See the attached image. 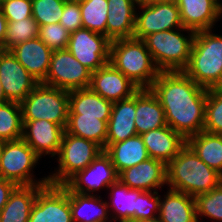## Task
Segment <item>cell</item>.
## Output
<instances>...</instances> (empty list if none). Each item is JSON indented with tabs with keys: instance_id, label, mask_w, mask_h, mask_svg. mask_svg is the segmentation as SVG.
Instances as JSON below:
<instances>
[{
	"instance_id": "1",
	"label": "cell",
	"mask_w": 222,
	"mask_h": 222,
	"mask_svg": "<svg viewBox=\"0 0 222 222\" xmlns=\"http://www.w3.org/2000/svg\"><path fill=\"white\" fill-rule=\"evenodd\" d=\"M149 89L174 131L185 139L203 131L207 88L196 84L184 71H160Z\"/></svg>"
},
{
	"instance_id": "2",
	"label": "cell",
	"mask_w": 222,
	"mask_h": 222,
	"mask_svg": "<svg viewBox=\"0 0 222 222\" xmlns=\"http://www.w3.org/2000/svg\"><path fill=\"white\" fill-rule=\"evenodd\" d=\"M166 172L169 189L194 198L222 183V175L207 166L187 144L166 165Z\"/></svg>"
},
{
	"instance_id": "3",
	"label": "cell",
	"mask_w": 222,
	"mask_h": 222,
	"mask_svg": "<svg viewBox=\"0 0 222 222\" xmlns=\"http://www.w3.org/2000/svg\"><path fill=\"white\" fill-rule=\"evenodd\" d=\"M183 71L204 88H222V35L215 34L214 29L196 32Z\"/></svg>"
},
{
	"instance_id": "4",
	"label": "cell",
	"mask_w": 222,
	"mask_h": 222,
	"mask_svg": "<svg viewBox=\"0 0 222 222\" xmlns=\"http://www.w3.org/2000/svg\"><path fill=\"white\" fill-rule=\"evenodd\" d=\"M110 63L140 89H149L160 72L145 42L136 38L111 41Z\"/></svg>"
},
{
	"instance_id": "5",
	"label": "cell",
	"mask_w": 222,
	"mask_h": 222,
	"mask_svg": "<svg viewBox=\"0 0 222 222\" xmlns=\"http://www.w3.org/2000/svg\"><path fill=\"white\" fill-rule=\"evenodd\" d=\"M195 34V31L181 27L152 33L143 41L160 71H183L190 60Z\"/></svg>"
},
{
	"instance_id": "6",
	"label": "cell",
	"mask_w": 222,
	"mask_h": 222,
	"mask_svg": "<svg viewBox=\"0 0 222 222\" xmlns=\"http://www.w3.org/2000/svg\"><path fill=\"white\" fill-rule=\"evenodd\" d=\"M23 120L45 119L66 129L69 91L39 83L20 103Z\"/></svg>"
},
{
	"instance_id": "7",
	"label": "cell",
	"mask_w": 222,
	"mask_h": 222,
	"mask_svg": "<svg viewBox=\"0 0 222 222\" xmlns=\"http://www.w3.org/2000/svg\"><path fill=\"white\" fill-rule=\"evenodd\" d=\"M102 151L98 144L64 131L59 152L58 166L49 174L48 181L52 185H64L77 172L85 169Z\"/></svg>"
},
{
	"instance_id": "8",
	"label": "cell",
	"mask_w": 222,
	"mask_h": 222,
	"mask_svg": "<svg viewBox=\"0 0 222 222\" xmlns=\"http://www.w3.org/2000/svg\"><path fill=\"white\" fill-rule=\"evenodd\" d=\"M41 158L21 138L5 141L0 158V178L17 186L47 185L48 177L34 179L33 169Z\"/></svg>"
},
{
	"instance_id": "9",
	"label": "cell",
	"mask_w": 222,
	"mask_h": 222,
	"mask_svg": "<svg viewBox=\"0 0 222 222\" xmlns=\"http://www.w3.org/2000/svg\"><path fill=\"white\" fill-rule=\"evenodd\" d=\"M181 27L180 11L175 1L138 2L133 38L143 40L152 33Z\"/></svg>"
},
{
	"instance_id": "10",
	"label": "cell",
	"mask_w": 222,
	"mask_h": 222,
	"mask_svg": "<svg viewBox=\"0 0 222 222\" xmlns=\"http://www.w3.org/2000/svg\"><path fill=\"white\" fill-rule=\"evenodd\" d=\"M92 71L82 65L68 49L53 51L50 68L42 84L64 90L90 87Z\"/></svg>"
},
{
	"instance_id": "11",
	"label": "cell",
	"mask_w": 222,
	"mask_h": 222,
	"mask_svg": "<svg viewBox=\"0 0 222 222\" xmlns=\"http://www.w3.org/2000/svg\"><path fill=\"white\" fill-rule=\"evenodd\" d=\"M111 41L103 34L81 28L70 33L67 49L92 72L110 63Z\"/></svg>"
},
{
	"instance_id": "12",
	"label": "cell",
	"mask_w": 222,
	"mask_h": 222,
	"mask_svg": "<svg viewBox=\"0 0 222 222\" xmlns=\"http://www.w3.org/2000/svg\"><path fill=\"white\" fill-rule=\"evenodd\" d=\"M118 180V173L110 157L102 151L85 169L77 172L63 186L68 192L96 195V191L106 188Z\"/></svg>"
},
{
	"instance_id": "13",
	"label": "cell",
	"mask_w": 222,
	"mask_h": 222,
	"mask_svg": "<svg viewBox=\"0 0 222 222\" xmlns=\"http://www.w3.org/2000/svg\"><path fill=\"white\" fill-rule=\"evenodd\" d=\"M28 222H73L70 192L63 185H45L37 193Z\"/></svg>"
},
{
	"instance_id": "14",
	"label": "cell",
	"mask_w": 222,
	"mask_h": 222,
	"mask_svg": "<svg viewBox=\"0 0 222 222\" xmlns=\"http://www.w3.org/2000/svg\"><path fill=\"white\" fill-rule=\"evenodd\" d=\"M0 82L8 101L21 103L39 82L11 51H0Z\"/></svg>"
},
{
	"instance_id": "15",
	"label": "cell",
	"mask_w": 222,
	"mask_h": 222,
	"mask_svg": "<svg viewBox=\"0 0 222 222\" xmlns=\"http://www.w3.org/2000/svg\"><path fill=\"white\" fill-rule=\"evenodd\" d=\"M22 139L40 157L57 156L65 129L54 122L42 120H23Z\"/></svg>"
},
{
	"instance_id": "16",
	"label": "cell",
	"mask_w": 222,
	"mask_h": 222,
	"mask_svg": "<svg viewBox=\"0 0 222 222\" xmlns=\"http://www.w3.org/2000/svg\"><path fill=\"white\" fill-rule=\"evenodd\" d=\"M90 88L113 103L130 98L140 90L111 63H107L104 67L92 72Z\"/></svg>"
},
{
	"instance_id": "17",
	"label": "cell",
	"mask_w": 222,
	"mask_h": 222,
	"mask_svg": "<svg viewBox=\"0 0 222 222\" xmlns=\"http://www.w3.org/2000/svg\"><path fill=\"white\" fill-rule=\"evenodd\" d=\"M118 179L130 189L142 191H158L167 185L166 164L154 158L123 170Z\"/></svg>"
},
{
	"instance_id": "18",
	"label": "cell",
	"mask_w": 222,
	"mask_h": 222,
	"mask_svg": "<svg viewBox=\"0 0 222 222\" xmlns=\"http://www.w3.org/2000/svg\"><path fill=\"white\" fill-rule=\"evenodd\" d=\"M184 28L195 32L213 29L222 18V8L213 0H175Z\"/></svg>"
},
{
	"instance_id": "19",
	"label": "cell",
	"mask_w": 222,
	"mask_h": 222,
	"mask_svg": "<svg viewBox=\"0 0 222 222\" xmlns=\"http://www.w3.org/2000/svg\"><path fill=\"white\" fill-rule=\"evenodd\" d=\"M10 51L39 83L45 80L53 51L38 37L18 44Z\"/></svg>"
},
{
	"instance_id": "20",
	"label": "cell",
	"mask_w": 222,
	"mask_h": 222,
	"mask_svg": "<svg viewBox=\"0 0 222 222\" xmlns=\"http://www.w3.org/2000/svg\"><path fill=\"white\" fill-rule=\"evenodd\" d=\"M140 136L149 157L162 161L166 165L186 145V139L168 125L150 130Z\"/></svg>"
},
{
	"instance_id": "21",
	"label": "cell",
	"mask_w": 222,
	"mask_h": 222,
	"mask_svg": "<svg viewBox=\"0 0 222 222\" xmlns=\"http://www.w3.org/2000/svg\"><path fill=\"white\" fill-rule=\"evenodd\" d=\"M106 37L110 40L133 38L138 0H107Z\"/></svg>"
},
{
	"instance_id": "22",
	"label": "cell",
	"mask_w": 222,
	"mask_h": 222,
	"mask_svg": "<svg viewBox=\"0 0 222 222\" xmlns=\"http://www.w3.org/2000/svg\"><path fill=\"white\" fill-rule=\"evenodd\" d=\"M136 94L113 103L106 145L121 142L137 135L135 127Z\"/></svg>"
},
{
	"instance_id": "23",
	"label": "cell",
	"mask_w": 222,
	"mask_h": 222,
	"mask_svg": "<svg viewBox=\"0 0 222 222\" xmlns=\"http://www.w3.org/2000/svg\"><path fill=\"white\" fill-rule=\"evenodd\" d=\"M167 126L161 103L150 89L136 93L135 127L137 135Z\"/></svg>"
},
{
	"instance_id": "24",
	"label": "cell",
	"mask_w": 222,
	"mask_h": 222,
	"mask_svg": "<svg viewBox=\"0 0 222 222\" xmlns=\"http://www.w3.org/2000/svg\"><path fill=\"white\" fill-rule=\"evenodd\" d=\"M160 196L158 217L162 222H198L195 198L183 192L167 188Z\"/></svg>"
},
{
	"instance_id": "25",
	"label": "cell",
	"mask_w": 222,
	"mask_h": 222,
	"mask_svg": "<svg viewBox=\"0 0 222 222\" xmlns=\"http://www.w3.org/2000/svg\"><path fill=\"white\" fill-rule=\"evenodd\" d=\"M113 102L104 99L90 87L69 91V114H82V116L100 117L108 122Z\"/></svg>"
},
{
	"instance_id": "26",
	"label": "cell",
	"mask_w": 222,
	"mask_h": 222,
	"mask_svg": "<svg viewBox=\"0 0 222 222\" xmlns=\"http://www.w3.org/2000/svg\"><path fill=\"white\" fill-rule=\"evenodd\" d=\"M104 152L110 157L118 175L123 170L136 166L150 158L140 135L106 145Z\"/></svg>"
},
{
	"instance_id": "27",
	"label": "cell",
	"mask_w": 222,
	"mask_h": 222,
	"mask_svg": "<svg viewBox=\"0 0 222 222\" xmlns=\"http://www.w3.org/2000/svg\"><path fill=\"white\" fill-rule=\"evenodd\" d=\"M99 194L83 195L70 192V209L73 222H113L107 200Z\"/></svg>"
},
{
	"instance_id": "28",
	"label": "cell",
	"mask_w": 222,
	"mask_h": 222,
	"mask_svg": "<svg viewBox=\"0 0 222 222\" xmlns=\"http://www.w3.org/2000/svg\"><path fill=\"white\" fill-rule=\"evenodd\" d=\"M44 186H17L0 212V222H28L37 193Z\"/></svg>"
},
{
	"instance_id": "29",
	"label": "cell",
	"mask_w": 222,
	"mask_h": 222,
	"mask_svg": "<svg viewBox=\"0 0 222 222\" xmlns=\"http://www.w3.org/2000/svg\"><path fill=\"white\" fill-rule=\"evenodd\" d=\"M107 191L110 193L108 208L113 222H133L135 221L136 198L143 192L139 189H130L119 179L111 184ZM112 210V211H111ZM112 212V213H111Z\"/></svg>"
},
{
	"instance_id": "30",
	"label": "cell",
	"mask_w": 222,
	"mask_h": 222,
	"mask_svg": "<svg viewBox=\"0 0 222 222\" xmlns=\"http://www.w3.org/2000/svg\"><path fill=\"white\" fill-rule=\"evenodd\" d=\"M186 144L207 166L222 175V135L201 131L188 137Z\"/></svg>"
},
{
	"instance_id": "31",
	"label": "cell",
	"mask_w": 222,
	"mask_h": 222,
	"mask_svg": "<svg viewBox=\"0 0 222 222\" xmlns=\"http://www.w3.org/2000/svg\"><path fill=\"white\" fill-rule=\"evenodd\" d=\"M65 131L68 134L93 141L104 150L108 133V122L100 120V117L69 114Z\"/></svg>"
},
{
	"instance_id": "32",
	"label": "cell",
	"mask_w": 222,
	"mask_h": 222,
	"mask_svg": "<svg viewBox=\"0 0 222 222\" xmlns=\"http://www.w3.org/2000/svg\"><path fill=\"white\" fill-rule=\"evenodd\" d=\"M23 125L20 103L8 101L0 104V140L5 142L21 139Z\"/></svg>"
},
{
	"instance_id": "33",
	"label": "cell",
	"mask_w": 222,
	"mask_h": 222,
	"mask_svg": "<svg viewBox=\"0 0 222 222\" xmlns=\"http://www.w3.org/2000/svg\"><path fill=\"white\" fill-rule=\"evenodd\" d=\"M79 5L83 28L106 36L107 0H84Z\"/></svg>"
},
{
	"instance_id": "34",
	"label": "cell",
	"mask_w": 222,
	"mask_h": 222,
	"mask_svg": "<svg viewBox=\"0 0 222 222\" xmlns=\"http://www.w3.org/2000/svg\"><path fill=\"white\" fill-rule=\"evenodd\" d=\"M7 22L5 40L1 46L2 50L10 51L20 43L38 37L40 26L33 18Z\"/></svg>"
},
{
	"instance_id": "35",
	"label": "cell",
	"mask_w": 222,
	"mask_h": 222,
	"mask_svg": "<svg viewBox=\"0 0 222 222\" xmlns=\"http://www.w3.org/2000/svg\"><path fill=\"white\" fill-rule=\"evenodd\" d=\"M195 205L198 222H201V217L222 222V183L208 193L196 196Z\"/></svg>"
},
{
	"instance_id": "36",
	"label": "cell",
	"mask_w": 222,
	"mask_h": 222,
	"mask_svg": "<svg viewBox=\"0 0 222 222\" xmlns=\"http://www.w3.org/2000/svg\"><path fill=\"white\" fill-rule=\"evenodd\" d=\"M203 131L222 135V88L207 90Z\"/></svg>"
},
{
	"instance_id": "37",
	"label": "cell",
	"mask_w": 222,
	"mask_h": 222,
	"mask_svg": "<svg viewBox=\"0 0 222 222\" xmlns=\"http://www.w3.org/2000/svg\"><path fill=\"white\" fill-rule=\"evenodd\" d=\"M66 0H31L32 18L43 26L58 23L61 19Z\"/></svg>"
},
{
	"instance_id": "38",
	"label": "cell",
	"mask_w": 222,
	"mask_h": 222,
	"mask_svg": "<svg viewBox=\"0 0 222 222\" xmlns=\"http://www.w3.org/2000/svg\"><path fill=\"white\" fill-rule=\"evenodd\" d=\"M38 38L52 51L67 49L70 32L58 23L40 26Z\"/></svg>"
},
{
	"instance_id": "39",
	"label": "cell",
	"mask_w": 222,
	"mask_h": 222,
	"mask_svg": "<svg viewBox=\"0 0 222 222\" xmlns=\"http://www.w3.org/2000/svg\"><path fill=\"white\" fill-rule=\"evenodd\" d=\"M159 191H143L136 200L135 221L152 219L159 214Z\"/></svg>"
},
{
	"instance_id": "40",
	"label": "cell",
	"mask_w": 222,
	"mask_h": 222,
	"mask_svg": "<svg viewBox=\"0 0 222 222\" xmlns=\"http://www.w3.org/2000/svg\"><path fill=\"white\" fill-rule=\"evenodd\" d=\"M1 9L7 21L32 18L31 0H2Z\"/></svg>"
},
{
	"instance_id": "41",
	"label": "cell",
	"mask_w": 222,
	"mask_h": 222,
	"mask_svg": "<svg viewBox=\"0 0 222 222\" xmlns=\"http://www.w3.org/2000/svg\"><path fill=\"white\" fill-rule=\"evenodd\" d=\"M59 23L70 33L83 28L79 2L65 1Z\"/></svg>"
},
{
	"instance_id": "42",
	"label": "cell",
	"mask_w": 222,
	"mask_h": 222,
	"mask_svg": "<svg viewBox=\"0 0 222 222\" xmlns=\"http://www.w3.org/2000/svg\"><path fill=\"white\" fill-rule=\"evenodd\" d=\"M16 187L17 185L14 182L0 178V212Z\"/></svg>"
},
{
	"instance_id": "43",
	"label": "cell",
	"mask_w": 222,
	"mask_h": 222,
	"mask_svg": "<svg viewBox=\"0 0 222 222\" xmlns=\"http://www.w3.org/2000/svg\"><path fill=\"white\" fill-rule=\"evenodd\" d=\"M7 20L3 15L2 9H0V45L4 44L6 31H7Z\"/></svg>"
},
{
	"instance_id": "44",
	"label": "cell",
	"mask_w": 222,
	"mask_h": 222,
	"mask_svg": "<svg viewBox=\"0 0 222 222\" xmlns=\"http://www.w3.org/2000/svg\"><path fill=\"white\" fill-rule=\"evenodd\" d=\"M6 102H8V100H7L6 96H5L3 87H2L1 82H0V104L6 103Z\"/></svg>"
},
{
	"instance_id": "45",
	"label": "cell",
	"mask_w": 222,
	"mask_h": 222,
	"mask_svg": "<svg viewBox=\"0 0 222 222\" xmlns=\"http://www.w3.org/2000/svg\"><path fill=\"white\" fill-rule=\"evenodd\" d=\"M133 222H162V221L157 216V217L152 218V219L136 220V221H133Z\"/></svg>"
},
{
	"instance_id": "46",
	"label": "cell",
	"mask_w": 222,
	"mask_h": 222,
	"mask_svg": "<svg viewBox=\"0 0 222 222\" xmlns=\"http://www.w3.org/2000/svg\"><path fill=\"white\" fill-rule=\"evenodd\" d=\"M4 141L0 140V158L3 151Z\"/></svg>"
},
{
	"instance_id": "47",
	"label": "cell",
	"mask_w": 222,
	"mask_h": 222,
	"mask_svg": "<svg viewBox=\"0 0 222 222\" xmlns=\"http://www.w3.org/2000/svg\"><path fill=\"white\" fill-rule=\"evenodd\" d=\"M213 1L216 2L222 8V1L221 0H213Z\"/></svg>"
},
{
	"instance_id": "48",
	"label": "cell",
	"mask_w": 222,
	"mask_h": 222,
	"mask_svg": "<svg viewBox=\"0 0 222 222\" xmlns=\"http://www.w3.org/2000/svg\"><path fill=\"white\" fill-rule=\"evenodd\" d=\"M149 1H163V0H145V2H149ZM171 1H175V0H171Z\"/></svg>"
},
{
	"instance_id": "49",
	"label": "cell",
	"mask_w": 222,
	"mask_h": 222,
	"mask_svg": "<svg viewBox=\"0 0 222 222\" xmlns=\"http://www.w3.org/2000/svg\"><path fill=\"white\" fill-rule=\"evenodd\" d=\"M68 1H72V2H82L84 0H68Z\"/></svg>"
}]
</instances>
